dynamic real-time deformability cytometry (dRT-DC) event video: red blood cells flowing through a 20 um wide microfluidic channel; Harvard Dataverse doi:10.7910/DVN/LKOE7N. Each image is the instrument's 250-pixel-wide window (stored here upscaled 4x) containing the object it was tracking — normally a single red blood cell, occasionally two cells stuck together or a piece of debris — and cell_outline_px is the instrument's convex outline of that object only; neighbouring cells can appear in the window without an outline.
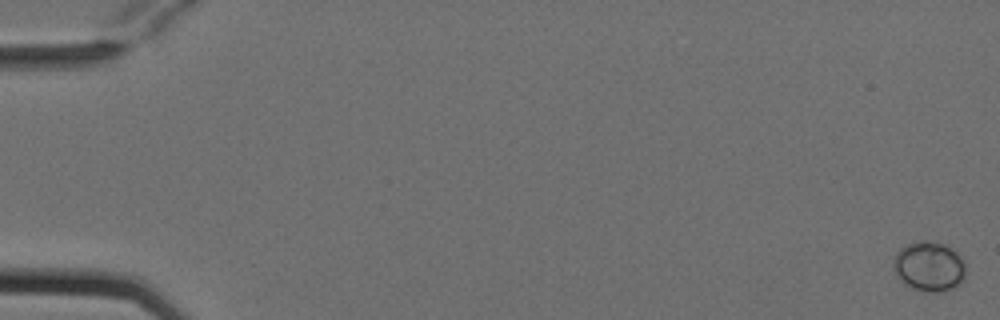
{"species": "Egyptian fruit bat (a non-hibernating species)", "species_latin": "Rousettus aegyptiacus", "temperature_condition": "cold", "stored_images_in_passage": 5, "camera_frame_rate_fps": 3000, "um_per_image_px": 0.085, "animal": {"sex": "female"}, "frame": {"image": 1, "passage_image": 1, "time_ms": 0.0, "image_size_px": [1000, 320], "cell_outline_px": [[964, 280], [960, 284], [944, 292], [924, 292], [912, 288], [904, 284], [896, 276], [896, 252], [900, 248], [908, 244], [920, 240], [928, 240], [944, 244], [956, 252], [964, 260]], "centroid_in_image_um": [79.0, 22.66], "position_along_channel_um": 6.0, "area_um2": 20.92}}
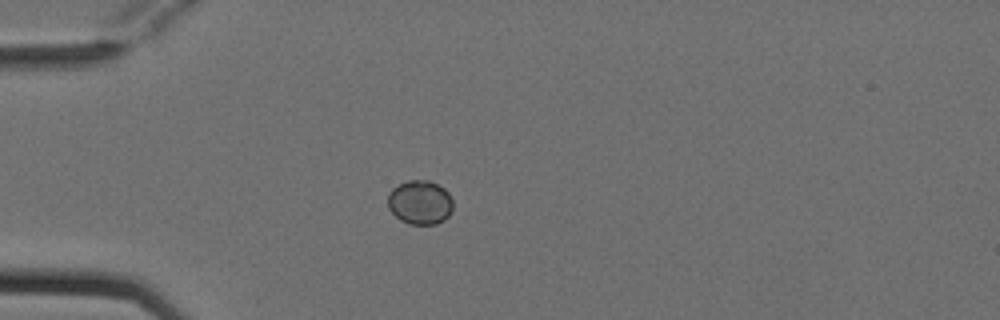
{"frame": {"image": 2, "passage_image": 5, "time_ms": 1.333, "image_size_px": [1000, 320], "cell_outline_px": [[452, 212], [444, 220], [436, 224], [408, 224], [400, 220], [388, 208], [388, 192], [392, 188], [408, 180], [428, 180], [444, 188], [448, 192], [452, 200]], "centroid_in_image_um": [35.69, 17.2], "position_along_channel_um": 49.3, "area_um2": 16.82}}